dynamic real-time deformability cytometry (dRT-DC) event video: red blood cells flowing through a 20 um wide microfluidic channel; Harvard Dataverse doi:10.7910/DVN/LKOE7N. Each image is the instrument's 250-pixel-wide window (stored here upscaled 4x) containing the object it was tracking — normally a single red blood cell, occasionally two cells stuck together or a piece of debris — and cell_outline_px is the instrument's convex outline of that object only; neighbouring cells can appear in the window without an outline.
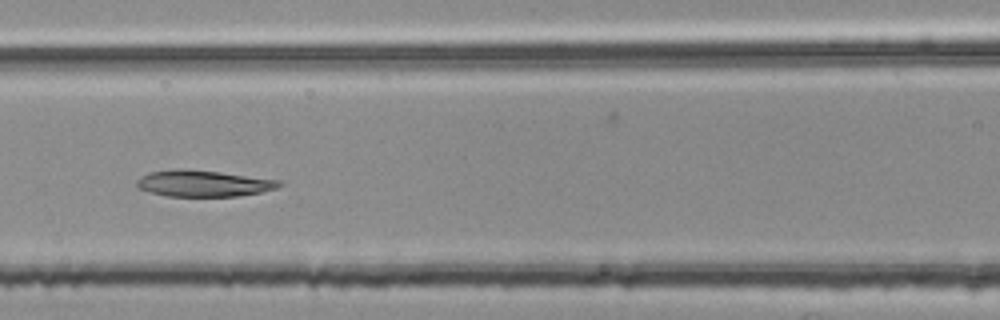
{"species": "common noctule bat (a hibernating species)", "species_latin": "Nyctalus noctula", "temperature_condition": "room temperature", "stored_images_in_passage": 7, "segment_of_instrument_passage": [1, 2], "camera_frame_rate_fps": 3000, "um_per_image_px": 0.085, "animal": {"sex": "female", "body_mass_g": 25.1}, "frame": {"image": 1, "passage_image": 6, "time_ms": 1.667, "image_size_px": [1000, 320], "cell_outline_px": [[284, 184], [276, 188], [260, 192], [236, 196], [168, 196], [152, 192], [140, 188], [136, 184], [136, 180], [140, 176], [148, 172], [180, 168], [220, 172], [280, 180]], "centroid_in_image_um": [17.28, 15.58], "position_along_channel_um": 149.3, "area_um2": 21.73}}